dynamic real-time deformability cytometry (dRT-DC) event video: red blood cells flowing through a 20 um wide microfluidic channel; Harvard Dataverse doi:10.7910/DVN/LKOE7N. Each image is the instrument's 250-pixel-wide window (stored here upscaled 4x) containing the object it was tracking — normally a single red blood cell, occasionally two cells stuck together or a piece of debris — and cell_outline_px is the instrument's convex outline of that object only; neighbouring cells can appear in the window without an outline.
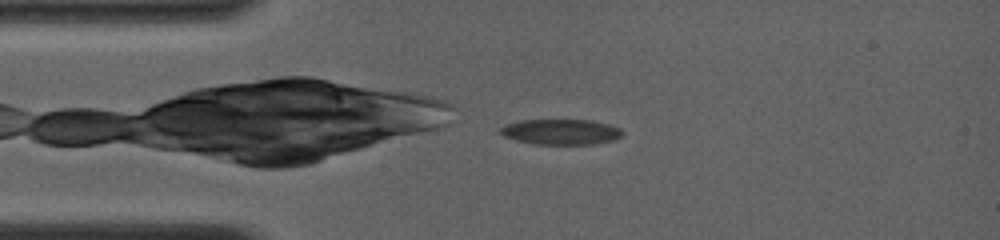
{"species": "common noctule bat (a hibernating species)", "species_latin": "Nyctalus noctula", "temperature_condition": "room temperature", "stored_images_in_passage": 7, "camera_frame_rate_fps": 4000, "um_per_image_px": 0.085, "animal": {"sex": "female", "body_mass_g": 19.0, "forearm_length_mm": 56.7}, "frame": {"image": 1, "passage_image": 1, "time_ms": 0.0, "image_size_px": [1000, 240], "cell_outline_px": [[624, 136], [612, 140], [596, 144], [532, 144], [516, 140], [504, 136], [500, 132], [500, 128], [504, 124], [520, 120], [592, 120], [608, 124], [620, 128], [624, 132]], "centroid_in_image_um": [47.69, 11.21], "position_along_channel_um": 37.3, "area_um2": 18.26}}